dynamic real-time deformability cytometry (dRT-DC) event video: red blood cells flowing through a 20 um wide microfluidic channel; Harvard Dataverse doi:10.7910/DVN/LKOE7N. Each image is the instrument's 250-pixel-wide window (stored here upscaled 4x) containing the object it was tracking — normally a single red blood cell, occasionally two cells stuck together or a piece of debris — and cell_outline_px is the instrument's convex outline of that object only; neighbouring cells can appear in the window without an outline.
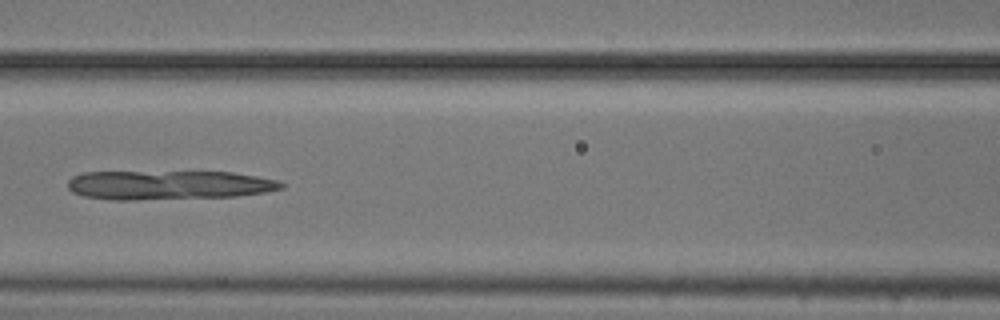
{"species": "common noctule bat (a hibernating species)", "species_latin": "Nyctalus noctula", "temperature_condition": "cold", "stored_images_in_passage": 53, "camera_frame_rate_fps": 3000, "um_per_image_px": 0.085, "animal": {"sex": "male", "body_mass_g": 20.5, "forearm_length_mm": 52.5}, "frame": {"image": 1, "passage_image": 23, "time_ms": 7.333, "image_size_px": [1000, 320], "cell_outline_px": [[284, 188], [264, 192], [236, 196], [136, 200], [112, 200], [84, 196], [72, 192], [68, 188], [68, 180], [72, 176], [84, 172], [232, 172], [256, 176], [276, 180], [284, 184]], "centroid_in_image_um": [14.29, 15.73], "position_along_channel_um": 152.3, "area_um2": 36.24}}
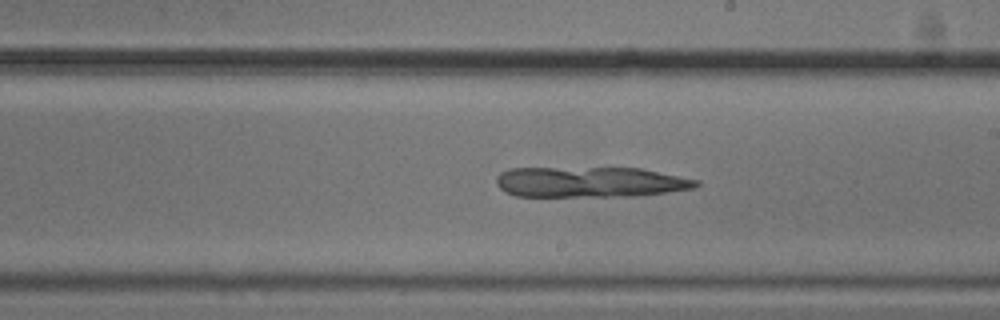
{"frame": {"image": 2, "passage_image": 30, "time_ms": 9.667, "image_size_px": [1000, 320], "cell_outline_px": [[700, 184], [696, 188], [636, 196], [516, 196], [504, 192], [496, 184], [496, 176], [500, 172], [508, 168], [640, 168], [700, 180]], "centroid_in_image_um": [50.15, 15.47], "position_along_channel_um": 238.9, "area_um2": 35.72}}